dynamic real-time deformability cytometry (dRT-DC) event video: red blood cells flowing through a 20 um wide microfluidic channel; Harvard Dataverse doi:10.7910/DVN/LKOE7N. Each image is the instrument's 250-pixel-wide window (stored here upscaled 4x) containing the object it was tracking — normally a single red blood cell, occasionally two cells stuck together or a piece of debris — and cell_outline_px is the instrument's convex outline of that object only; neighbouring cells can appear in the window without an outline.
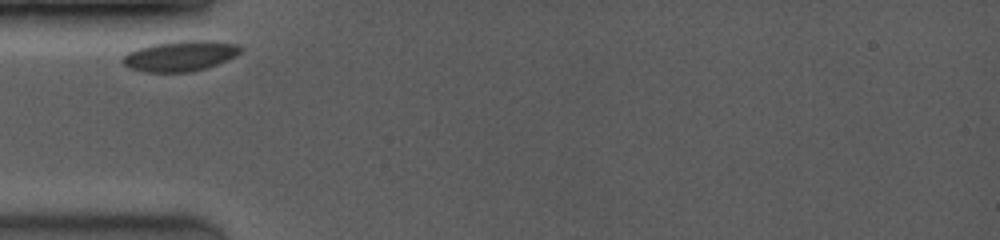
{"species": "common noctule bat (a hibernating species)", "species_latin": "Nyctalus noctula", "temperature_condition": "room temperature", "stored_images_in_passage": 21, "camera_frame_rate_fps": 3500, "um_per_image_px": 0.085, "animal": {"sex": "female", "body_mass_g": 19.0, "forearm_length_mm": 53.3}, "frame": {"image": 1, "passage_image": 1, "time_ms": 0.0, "image_size_px": [1000, 240], "cell_outline_px": [[244, 48], [236, 56], [228, 60], [192, 72], [144, 72], [128, 68], [120, 60], [128, 52], [136, 48], [152, 44], [176, 40], [212, 40], [236, 44]], "centroid_in_image_um": [15.3, 4.74], "position_along_channel_um": 69.7, "area_um2": 21.21}}
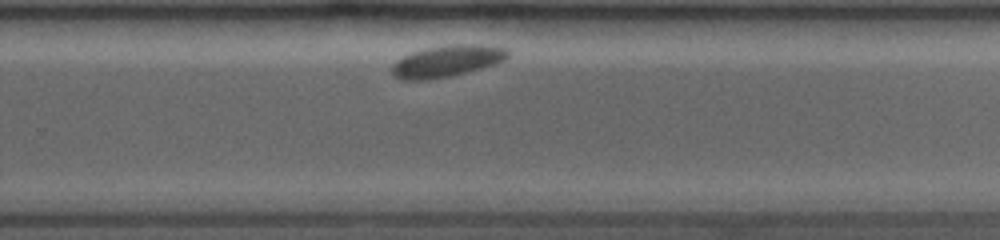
{"frame": {"image": 2, "passage_image": 15, "time_ms": 6.286, "image_size_px": [1000, 240], "cell_outline_px": [[508, 56], [504, 60], [496, 64], [452, 76], [428, 80], [400, 80], [392, 76], [392, 64], [396, 60], [412, 52], [428, 48], [452, 44], [488, 44], [508, 48]], "centroid_in_image_um": [38.0, 5.2], "position_along_channel_um": 291.8, "area_um2": 21.62}}
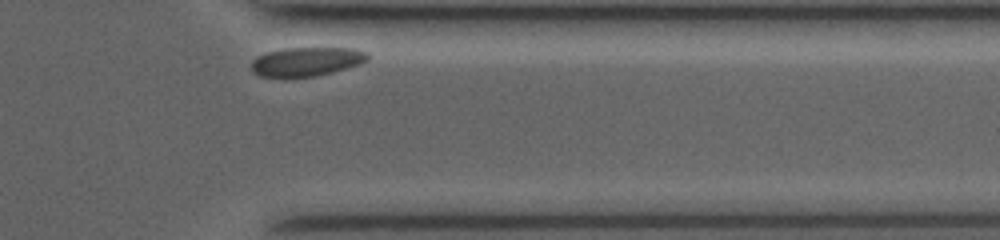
{"frame": {"image": 3, "passage_image": 20, "time_ms": 8.857, "image_size_px": [1000, 240], "cell_outline_px": [[368, 60], [360, 64], [332, 72], [316, 76], [284, 80], [260, 76], [252, 72], [252, 60], [268, 52], [284, 48], [356, 48], [368, 52]], "centroid_in_image_um": [26.03, 5.27], "position_along_channel_um": 385.4, "area_um2": 20.17}}